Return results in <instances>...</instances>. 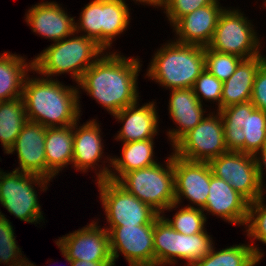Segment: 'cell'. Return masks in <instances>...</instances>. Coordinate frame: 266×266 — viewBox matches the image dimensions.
<instances>
[{
	"mask_svg": "<svg viewBox=\"0 0 266 266\" xmlns=\"http://www.w3.org/2000/svg\"><path fill=\"white\" fill-rule=\"evenodd\" d=\"M105 52L93 39L74 33L52 42L33 57V70L43 77L56 79L69 74L78 84L84 72Z\"/></svg>",
	"mask_w": 266,
	"mask_h": 266,
	"instance_id": "4",
	"label": "cell"
},
{
	"mask_svg": "<svg viewBox=\"0 0 266 266\" xmlns=\"http://www.w3.org/2000/svg\"><path fill=\"white\" fill-rule=\"evenodd\" d=\"M117 182L161 215L175 203L173 152L167 156L163 164L158 162L132 170L125 173Z\"/></svg>",
	"mask_w": 266,
	"mask_h": 266,
	"instance_id": "7",
	"label": "cell"
},
{
	"mask_svg": "<svg viewBox=\"0 0 266 266\" xmlns=\"http://www.w3.org/2000/svg\"><path fill=\"white\" fill-rule=\"evenodd\" d=\"M222 87L223 82L204 69L196 79L192 89L202 105H205L204 102L206 101L207 103L210 102L213 105L215 104L214 110L216 111L217 108V111H219L222 98Z\"/></svg>",
	"mask_w": 266,
	"mask_h": 266,
	"instance_id": "35",
	"label": "cell"
},
{
	"mask_svg": "<svg viewBox=\"0 0 266 266\" xmlns=\"http://www.w3.org/2000/svg\"><path fill=\"white\" fill-rule=\"evenodd\" d=\"M75 20V33L93 39L102 47V0H92L85 4Z\"/></svg>",
	"mask_w": 266,
	"mask_h": 266,
	"instance_id": "32",
	"label": "cell"
},
{
	"mask_svg": "<svg viewBox=\"0 0 266 266\" xmlns=\"http://www.w3.org/2000/svg\"><path fill=\"white\" fill-rule=\"evenodd\" d=\"M15 227L0 209V264L11 266L22 262L26 255L22 254L15 236Z\"/></svg>",
	"mask_w": 266,
	"mask_h": 266,
	"instance_id": "33",
	"label": "cell"
},
{
	"mask_svg": "<svg viewBox=\"0 0 266 266\" xmlns=\"http://www.w3.org/2000/svg\"><path fill=\"white\" fill-rule=\"evenodd\" d=\"M208 233H179L159 215L154 220V266H176L179 260L185 262L184 266H191L203 259L215 245L212 235Z\"/></svg>",
	"mask_w": 266,
	"mask_h": 266,
	"instance_id": "6",
	"label": "cell"
},
{
	"mask_svg": "<svg viewBox=\"0 0 266 266\" xmlns=\"http://www.w3.org/2000/svg\"><path fill=\"white\" fill-rule=\"evenodd\" d=\"M263 1H264V2H263V3H264V4H263V5H264L263 8H266V0H263Z\"/></svg>",
	"mask_w": 266,
	"mask_h": 266,
	"instance_id": "42",
	"label": "cell"
},
{
	"mask_svg": "<svg viewBox=\"0 0 266 266\" xmlns=\"http://www.w3.org/2000/svg\"><path fill=\"white\" fill-rule=\"evenodd\" d=\"M153 236L154 225L114 227L109 232L114 265L124 255L129 266H154Z\"/></svg>",
	"mask_w": 266,
	"mask_h": 266,
	"instance_id": "14",
	"label": "cell"
},
{
	"mask_svg": "<svg viewBox=\"0 0 266 266\" xmlns=\"http://www.w3.org/2000/svg\"><path fill=\"white\" fill-rule=\"evenodd\" d=\"M11 266H33V264H32V261H29V259L26 258L22 262L15 264V265H11Z\"/></svg>",
	"mask_w": 266,
	"mask_h": 266,
	"instance_id": "41",
	"label": "cell"
},
{
	"mask_svg": "<svg viewBox=\"0 0 266 266\" xmlns=\"http://www.w3.org/2000/svg\"><path fill=\"white\" fill-rule=\"evenodd\" d=\"M216 0L181 17L171 28L174 41L206 47L214 36L219 16L226 8Z\"/></svg>",
	"mask_w": 266,
	"mask_h": 266,
	"instance_id": "20",
	"label": "cell"
},
{
	"mask_svg": "<svg viewBox=\"0 0 266 266\" xmlns=\"http://www.w3.org/2000/svg\"><path fill=\"white\" fill-rule=\"evenodd\" d=\"M154 51L144 74L159 86L170 91L192 88L205 69L204 47L167 40Z\"/></svg>",
	"mask_w": 266,
	"mask_h": 266,
	"instance_id": "3",
	"label": "cell"
},
{
	"mask_svg": "<svg viewBox=\"0 0 266 266\" xmlns=\"http://www.w3.org/2000/svg\"><path fill=\"white\" fill-rule=\"evenodd\" d=\"M266 195H262L257 200L249 203L248 218L243 230L246 234L247 240L256 256L260 260H264V250L256 245L255 241L266 245ZM254 241V242H253Z\"/></svg>",
	"mask_w": 266,
	"mask_h": 266,
	"instance_id": "31",
	"label": "cell"
},
{
	"mask_svg": "<svg viewBox=\"0 0 266 266\" xmlns=\"http://www.w3.org/2000/svg\"><path fill=\"white\" fill-rule=\"evenodd\" d=\"M216 0H167L163 10L172 27L181 17L206 5L214 3Z\"/></svg>",
	"mask_w": 266,
	"mask_h": 266,
	"instance_id": "36",
	"label": "cell"
},
{
	"mask_svg": "<svg viewBox=\"0 0 266 266\" xmlns=\"http://www.w3.org/2000/svg\"><path fill=\"white\" fill-rule=\"evenodd\" d=\"M245 243L230 245L219 250L214 245L207 256L191 266H257L261 260L256 256L249 242L245 241Z\"/></svg>",
	"mask_w": 266,
	"mask_h": 266,
	"instance_id": "29",
	"label": "cell"
},
{
	"mask_svg": "<svg viewBox=\"0 0 266 266\" xmlns=\"http://www.w3.org/2000/svg\"><path fill=\"white\" fill-rule=\"evenodd\" d=\"M209 109L203 120L172 147L176 156L191 161L209 162L228 152L221 114Z\"/></svg>",
	"mask_w": 266,
	"mask_h": 266,
	"instance_id": "12",
	"label": "cell"
},
{
	"mask_svg": "<svg viewBox=\"0 0 266 266\" xmlns=\"http://www.w3.org/2000/svg\"><path fill=\"white\" fill-rule=\"evenodd\" d=\"M250 101L256 108L266 113V60L256 73Z\"/></svg>",
	"mask_w": 266,
	"mask_h": 266,
	"instance_id": "37",
	"label": "cell"
},
{
	"mask_svg": "<svg viewBox=\"0 0 266 266\" xmlns=\"http://www.w3.org/2000/svg\"><path fill=\"white\" fill-rule=\"evenodd\" d=\"M126 2L127 0H102V48L105 51H111L116 37H121L130 27L132 13Z\"/></svg>",
	"mask_w": 266,
	"mask_h": 266,
	"instance_id": "27",
	"label": "cell"
},
{
	"mask_svg": "<svg viewBox=\"0 0 266 266\" xmlns=\"http://www.w3.org/2000/svg\"><path fill=\"white\" fill-rule=\"evenodd\" d=\"M118 51H105L77 84L79 94L85 92L112 116L141 99L138 89L142 70L140 56L128 57Z\"/></svg>",
	"mask_w": 266,
	"mask_h": 266,
	"instance_id": "1",
	"label": "cell"
},
{
	"mask_svg": "<svg viewBox=\"0 0 266 266\" xmlns=\"http://www.w3.org/2000/svg\"><path fill=\"white\" fill-rule=\"evenodd\" d=\"M94 184L98 187L99 201L108 223L103 227L108 233L116 226L154 225L159 214L117 181L104 179Z\"/></svg>",
	"mask_w": 266,
	"mask_h": 266,
	"instance_id": "10",
	"label": "cell"
},
{
	"mask_svg": "<svg viewBox=\"0 0 266 266\" xmlns=\"http://www.w3.org/2000/svg\"><path fill=\"white\" fill-rule=\"evenodd\" d=\"M245 15L239 7H226L219 16L214 36L208 47L242 59L260 55L265 42H261L256 25L254 26L252 20Z\"/></svg>",
	"mask_w": 266,
	"mask_h": 266,
	"instance_id": "9",
	"label": "cell"
},
{
	"mask_svg": "<svg viewBox=\"0 0 266 266\" xmlns=\"http://www.w3.org/2000/svg\"><path fill=\"white\" fill-rule=\"evenodd\" d=\"M228 151L255 155L266 144V113L249 101L219 110Z\"/></svg>",
	"mask_w": 266,
	"mask_h": 266,
	"instance_id": "8",
	"label": "cell"
},
{
	"mask_svg": "<svg viewBox=\"0 0 266 266\" xmlns=\"http://www.w3.org/2000/svg\"><path fill=\"white\" fill-rule=\"evenodd\" d=\"M204 54L205 69L222 82L231 77L243 60L236 55L212 50L208 46L204 47Z\"/></svg>",
	"mask_w": 266,
	"mask_h": 266,
	"instance_id": "34",
	"label": "cell"
},
{
	"mask_svg": "<svg viewBox=\"0 0 266 266\" xmlns=\"http://www.w3.org/2000/svg\"><path fill=\"white\" fill-rule=\"evenodd\" d=\"M62 257L65 258L69 266H115L113 261H84V260H71L69 256L58 246Z\"/></svg>",
	"mask_w": 266,
	"mask_h": 266,
	"instance_id": "39",
	"label": "cell"
},
{
	"mask_svg": "<svg viewBox=\"0 0 266 266\" xmlns=\"http://www.w3.org/2000/svg\"><path fill=\"white\" fill-rule=\"evenodd\" d=\"M55 240L71 260L113 261L108 231L99 224L100 218Z\"/></svg>",
	"mask_w": 266,
	"mask_h": 266,
	"instance_id": "15",
	"label": "cell"
},
{
	"mask_svg": "<svg viewBox=\"0 0 266 266\" xmlns=\"http://www.w3.org/2000/svg\"><path fill=\"white\" fill-rule=\"evenodd\" d=\"M248 206L249 202L228 182L211 176L206 205L202 208L206 218L211 214L229 225L242 226L244 229L248 218Z\"/></svg>",
	"mask_w": 266,
	"mask_h": 266,
	"instance_id": "19",
	"label": "cell"
},
{
	"mask_svg": "<svg viewBox=\"0 0 266 266\" xmlns=\"http://www.w3.org/2000/svg\"><path fill=\"white\" fill-rule=\"evenodd\" d=\"M50 182L38 175L0 168V204L20 221L35 226L45 223L37 192H47Z\"/></svg>",
	"mask_w": 266,
	"mask_h": 266,
	"instance_id": "5",
	"label": "cell"
},
{
	"mask_svg": "<svg viewBox=\"0 0 266 266\" xmlns=\"http://www.w3.org/2000/svg\"><path fill=\"white\" fill-rule=\"evenodd\" d=\"M175 203L186 207L203 208L209 192L210 178L213 175L208 162L191 161L173 153ZM184 198V199H183Z\"/></svg>",
	"mask_w": 266,
	"mask_h": 266,
	"instance_id": "16",
	"label": "cell"
},
{
	"mask_svg": "<svg viewBox=\"0 0 266 266\" xmlns=\"http://www.w3.org/2000/svg\"><path fill=\"white\" fill-rule=\"evenodd\" d=\"M139 101L113 115L115 121L122 124L114 136L121 144L154 139L159 135L160 115L155 100L144 102L142 105Z\"/></svg>",
	"mask_w": 266,
	"mask_h": 266,
	"instance_id": "18",
	"label": "cell"
},
{
	"mask_svg": "<svg viewBox=\"0 0 266 266\" xmlns=\"http://www.w3.org/2000/svg\"><path fill=\"white\" fill-rule=\"evenodd\" d=\"M28 122L22 97L0 102V142L4 154L14 145L22 127Z\"/></svg>",
	"mask_w": 266,
	"mask_h": 266,
	"instance_id": "28",
	"label": "cell"
},
{
	"mask_svg": "<svg viewBox=\"0 0 266 266\" xmlns=\"http://www.w3.org/2000/svg\"><path fill=\"white\" fill-rule=\"evenodd\" d=\"M154 140L123 143L120 156H112L108 179L118 181L127 172L157 164L159 161L155 156Z\"/></svg>",
	"mask_w": 266,
	"mask_h": 266,
	"instance_id": "26",
	"label": "cell"
},
{
	"mask_svg": "<svg viewBox=\"0 0 266 266\" xmlns=\"http://www.w3.org/2000/svg\"><path fill=\"white\" fill-rule=\"evenodd\" d=\"M32 73L36 75H27L22 94L28 121L50 128L73 125L81 120L82 96L78 85L68 86L55 78L38 76L34 70Z\"/></svg>",
	"mask_w": 266,
	"mask_h": 266,
	"instance_id": "2",
	"label": "cell"
},
{
	"mask_svg": "<svg viewBox=\"0 0 266 266\" xmlns=\"http://www.w3.org/2000/svg\"><path fill=\"white\" fill-rule=\"evenodd\" d=\"M4 51L0 53V102L22 97L25 79L32 74L33 60Z\"/></svg>",
	"mask_w": 266,
	"mask_h": 266,
	"instance_id": "25",
	"label": "cell"
},
{
	"mask_svg": "<svg viewBox=\"0 0 266 266\" xmlns=\"http://www.w3.org/2000/svg\"><path fill=\"white\" fill-rule=\"evenodd\" d=\"M45 156L46 179L53 181L72 165L73 125L46 128Z\"/></svg>",
	"mask_w": 266,
	"mask_h": 266,
	"instance_id": "24",
	"label": "cell"
},
{
	"mask_svg": "<svg viewBox=\"0 0 266 266\" xmlns=\"http://www.w3.org/2000/svg\"><path fill=\"white\" fill-rule=\"evenodd\" d=\"M168 115L176 128L166 130L167 140L173 147L186 133L207 115V104L200 103L192 88L174 89L169 92ZM206 107V108H204Z\"/></svg>",
	"mask_w": 266,
	"mask_h": 266,
	"instance_id": "22",
	"label": "cell"
},
{
	"mask_svg": "<svg viewBox=\"0 0 266 266\" xmlns=\"http://www.w3.org/2000/svg\"><path fill=\"white\" fill-rule=\"evenodd\" d=\"M257 171H258V178L261 190L263 195H266V144L254 155ZM265 177V178H264Z\"/></svg>",
	"mask_w": 266,
	"mask_h": 266,
	"instance_id": "38",
	"label": "cell"
},
{
	"mask_svg": "<svg viewBox=\"0 0 266 266\" xmlns=\"http://www.w3.org/2000/svg\"><path fill=\"white\" fill-rule=\"evenodd\" d=\"M180 207L179 204L173 203L161 214L173 229L185 235H194L207 231L205 227H207L208 218H206L201 208L186 207L184 204L180 205ZM174 210L177 212L172 218L165 215L167 212H173Z\"/></svg>",
	"mask_w": 266,
	"mask_h": 266,
	"instance_id": "30",
	"label": "cell"
},
{
	"mask_svg": "<svg viewBox=\"0 0 266 266\" xmlns=\"http://www.w3.org/2000/svg\"><path fill=\"white\" fill-rule=\"evenodd\" d=\"M56 1L36 3L25 12V22L36 35L49 41H60L75 33V18Z\"/></svg>",
	"mask_w": 266,
	"mask_h": 266,
	"instance_id": "17",
	"label": "cell"
},
{
	"mask_svg": "<svg viewBox=\"0 0 266 266\" xmlns=\"http://www.w3.org/2000/svg\"><path fill=\"white\" fill-rule=\"evenodd\" d=\"M265 60L262 52L240 62L231 77L223 82L220 110L251 100L256 73Z\"/></svg>",
	"mask_w": 266,
	"mask_h": 266,
	"instance_id": "23",
	"label": "cell"
},
{
	"mask_svg": "<svg viewBox=\"0 0 266 266\" xmlns=\"http://www.w3.org/2000/svg\"><path fill=\"white\" fill-rule=\"evenodd\" d=\"M46 127L28 121L21 129L14 145L6 153L17 154L18 165L14 170L46 178L45 156Z\"/></svg>",
	"mask_w": 266,
	"mask_h": 266,
	"instance_id": "21",
	"label": "cell"
},
{
	"mask_svg": "<svg viewBox=\"0 0 266 266\" xmlns=\"http://www.w3.org/2000/svg\"><path fill=\"white\" fill-rule=\"evenodd\" d=\"M99 124L101 123L97 118L89 119L83 124L78 120L73 124V161L70 167L83 174L95 171L96 182L108 179L112 161V156H106L104 152L102 126Z\"/></svg>",
	"mask_w": 266,
	"mask_h": 266,
	"instance_id": "11",
	"label": "cell"
},
{
	"mask_svg": "<svg viewBox=\"0 0 266 266\" xmlns=\"http://www.w3.org/2000/svg\"><path fill=\"white\" fill-rule=\"evenodd\" d=\"M134 1L135 4L137 5H144L145 7V4L147 6H152L154 7L155 9H161V10H164L165 6H166V3H167V0H132Z\"/></svg>",
	"mask_w": 266,
	"mask_h": 266,
	"instance_id": "40",
	"label": "cell"
},
{
	"mask_svg": "<svg viewBox=\"0 0 266 266\" xmlns=\"http://www.w3.org/2000/svg\"><path fill=\"white\" fill-rule=\"evenodd\" d=\"M208 163L215 177L228 182L249 203L263 195L254 155L228 151Z\"/></svg>",
	"mask_w": 266,
	"mask_h": 266,
	"instance_id": "13",
	"label": "cell"
}]
</instances>
